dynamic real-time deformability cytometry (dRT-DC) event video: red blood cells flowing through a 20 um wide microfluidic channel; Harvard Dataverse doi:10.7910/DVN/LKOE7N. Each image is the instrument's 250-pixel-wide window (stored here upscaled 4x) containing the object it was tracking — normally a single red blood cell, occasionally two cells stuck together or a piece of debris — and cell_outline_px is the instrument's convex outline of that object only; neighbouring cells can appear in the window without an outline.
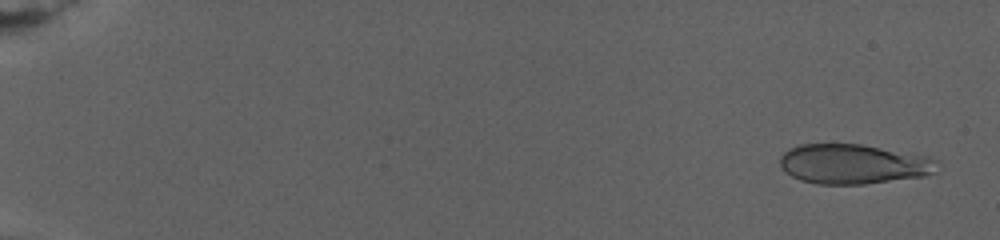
{"species": "human", "species_latin": "Homo sapiens", "temperature_condition": "warm", "stored_images_in_passage": 63, "camera_frame_rate_fps": 3000, "um_per_image_px": 0.085, "donor": {"sex": "female"}, "frame": {"image": 1, "passage_image": 3, "time_ms": 1.0, "image_size_px": [1000, 240], "cell_outline_px": [[940, 160], [936, 172], [924, 176], [864, 184], [816, 184], [800, 180], [784, 172], [780, 164], [780, 156], [788, 148], [800, 144], [860, 144], [928, 156]], "centroid_in_image_um": [72.54, 13.94], "position_along_channel_um": 12.5, "area_um2": 36.7}}
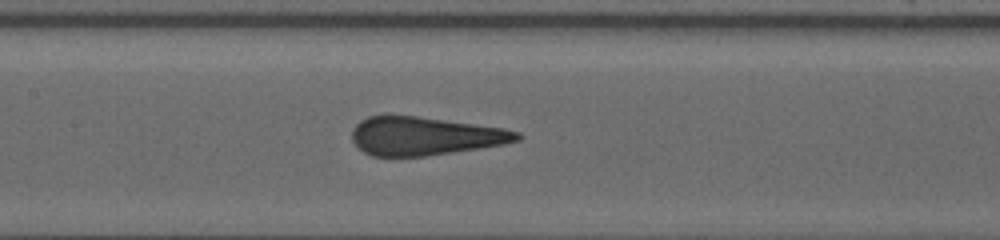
{"frame": {"image": 2, "passage_image": 34, "time_ms": 13.667, "image_size_px": [1000, 240], "cell_outline_px": [[524, 136], [520, 140], [504, 144], [424, 156], [372, 156], [364, 152], [352, 140], [352, 128], [360, 120], [368, 116], [416, 116], [504, 128], [520, 132]], "centroid_in_image_um": [36.12, 11.56], "position_along_channel_um": 171.3, "area_um2": 36.59}}
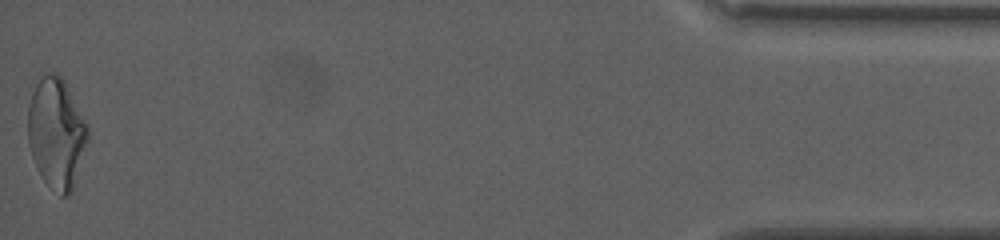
{"frame": {"image": 3, "passage_image": 63, "time_ms": 26.333, "image_size_px": [1000, 240], "cell_outline_px": [[88, 140], [72, 192], [68, 196], [60, 196], [40, 176], [32, 156], [28, 144], [28, 108], [32, 92], [36, 84], [44, 76], [52, 72], [56, 72], [64, 80], [88, 124]], "centroid_in_image_um": [4.8, 11.34], "position_along_channel_um": 430.4, "area_um2": 38.44}}